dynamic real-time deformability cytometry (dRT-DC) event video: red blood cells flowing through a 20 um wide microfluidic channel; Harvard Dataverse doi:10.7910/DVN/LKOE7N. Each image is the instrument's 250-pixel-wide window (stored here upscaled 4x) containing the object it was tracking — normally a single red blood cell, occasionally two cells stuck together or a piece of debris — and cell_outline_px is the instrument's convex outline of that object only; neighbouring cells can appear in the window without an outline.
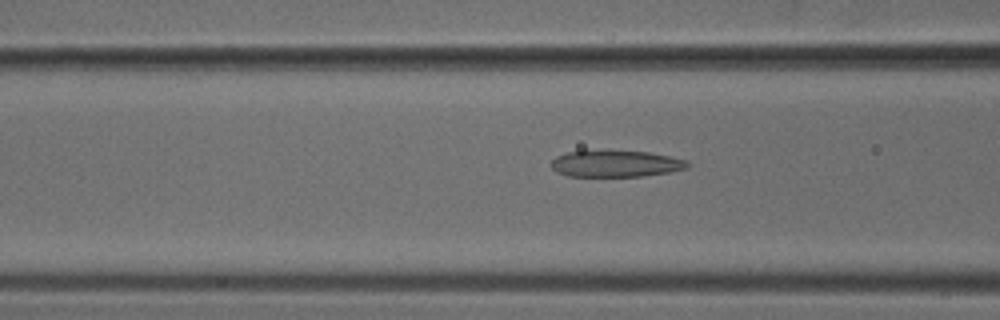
{"species": "common noctule bat (a hibernating species)", "species_latin": "Nyctalus noctula", "temperature_condition": "cold", "stored_images_in_passage": 51, "camera_frame_rate_fps": 3000, "um_per_image_px": 0.085, "animal": {"sex": "male", "body_mass_g": 18.8}, "frame": {"image": 1, "passage_image": 20, "time_ms": 6.333, "image_size_px": [1000, 320], "cell_outline_px": [[688, 168], [668, 172], [644, 176], [568, 176], [556, 172], [552, 168], [552, 160], [556, 156], [568, 152], [648, 152], [688, 160]], "centroid_in_image_um": [52.35, 13.94], "position_along_channel_um": 114.3, "area_um2": 20.52}}
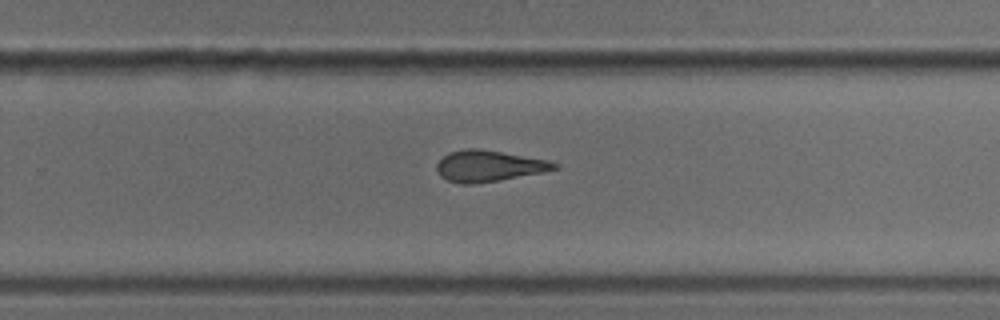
{"frame": {"image": 2, "passage_image": 33, "time_ms": 10.667, "image_size_px": [1000, 320], "cell_outline_px": [[560, 164], [556, 168], [544, 172], [500, 180], [476, 184], [460, 184], [448, 180], [440, 176], [436, 168], [436, 164], [448, 152], [468, 148], [480, 148], [548, 160]], "centroid_in_image_um": [41.53, 14.11], "position_along_channel_um": 288.3, "area_um2": 21.44}}
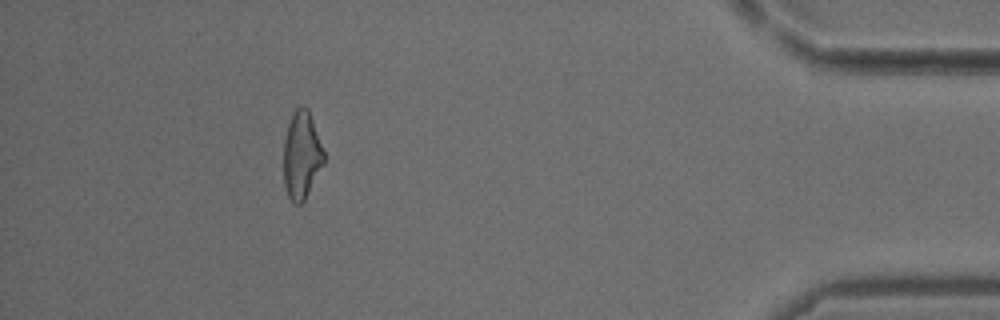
{"frame": {"image": 3, "passage_image": 46, "time_ms": 15.0, "image_size_px": [1000, 320], "cell_outline_px": [[324, 164], [304, 200], [300, 204], [292, 204], [288, 196], [284, 184], [284, 140], [288, 124], [292, 112], [296, 108], [308, 108], [324, 152]], "centroid_in_image_um": [25.63, 13.22], "position_along_channel_um": 409.6, "area_um2": 20.4}}